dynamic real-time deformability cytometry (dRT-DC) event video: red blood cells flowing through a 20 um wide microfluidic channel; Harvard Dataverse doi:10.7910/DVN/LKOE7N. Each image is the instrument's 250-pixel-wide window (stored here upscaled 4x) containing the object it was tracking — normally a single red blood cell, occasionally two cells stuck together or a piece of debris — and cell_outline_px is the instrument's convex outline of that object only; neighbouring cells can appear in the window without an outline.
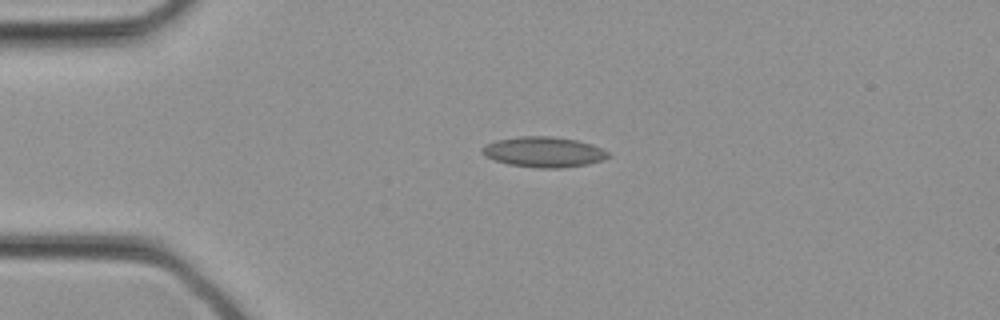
{"species": "common noctule bat (a hibernating species)", "species_latin": "Nyctalus noctula", "temperature_condition": "cold", "stored_images_in_passage": 29, "camera_frame_rate_fps": 3000, "um_per_image_px": 0.085, "animal": {"sex": "female", "body_mass_g": 21.9}, "frame": {"image": 1, "passage_image": 7, "time_ms": 2.0, "image_size_px": [1000, 320], "cell_outline_px": [[612, 156], [604, 160], [588, 164], [560, 168], [536, 168], [508, 164], [496, 160], [480, 152], [480, 148], [496, 140], [520, 136], [552, 136], [576, 140], [592, 144], [608, 152]], "centroid_in_image_um": [46.25, 12.92], "position_along_channel_um": 38.8, "area_um2": 22.31}}
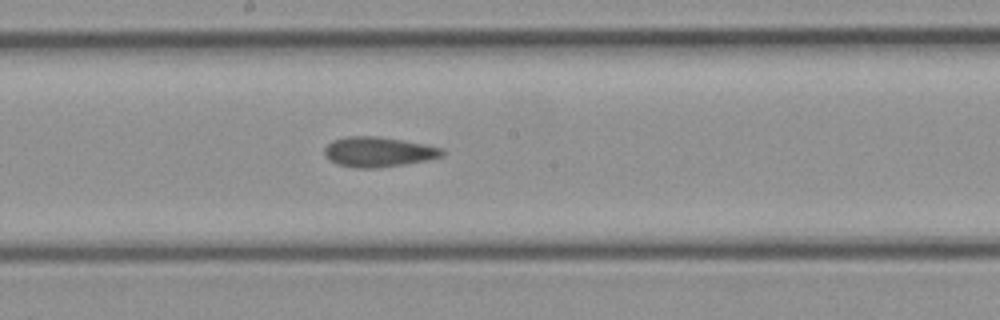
{"frame": {"image": 2, "passage_image": 17, "time_ms": 5.333, "image_size_px": [1000, 320], "cell_outline_px": [[444, 156], [428, 160], [404, 164], [376, 168], [352, 168], [336, 164], [328, 160], [324, 156], [324, 148], [332, 140], [348, 136], [376, 136], [404, 140], [428, 144], [444, 148]], "centroid_in_image_um": [32.16, 12.91], "position_along_channel_um": 216.0, "area_um2": 20.98}}
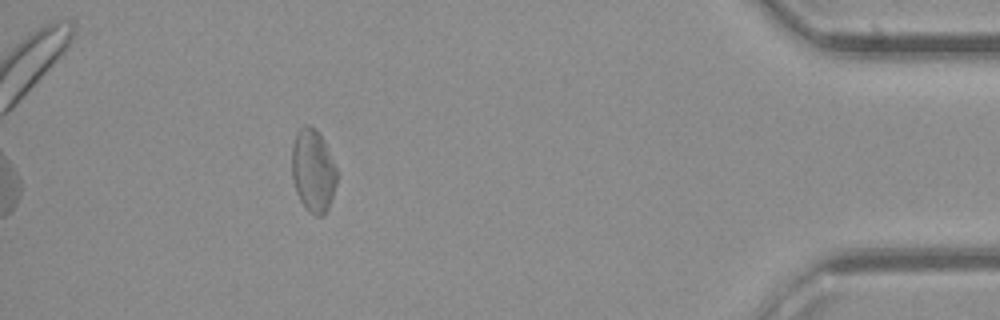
{"frame": {"image": 3, "passage_image": 29, "time_ms": 9.333, "image_size_px": [1000, 320], "cell_outline_px": [[336, 184], [328, 208], [324, 216], [316, 216], [308, 212], [304, 208], [296, 192], [292, 176], [292, 144], [296, 132], [304, 124], [308, 124], [316, 128], [324, 140], [336, 168]], "centroid_in_image_um": [26.59, 14.5], "position_along_channel_um": 408.6, "area_um2": 21.91}}